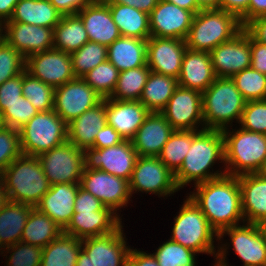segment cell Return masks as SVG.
<instances>
[{"label": "cell", "instance_id": "ba28073f", "mask_svg": "<svg viewBox=\"0 0 266 266\" xmlns=\"http://www.w3.org/2000/svg\"><path fill=\"white\" fill-rule=\"evenodd\" d=\"M68 124L54 110L40 111L19 131L21 152L38 156L68 141Z\"/></svg>", "mask_w": 266, "mask_h": 266}, {"label": "cell", "instance_id": "4dcf8cb0", "mask_svg": "<svg viewBox=\"0 0 266 266\" xmlns=\"http://www.w3.org/2000/svg\"><path fill=\"white\" fill-rule=\"evenodd\" d=\"M62 16L50 0H19L7 22L27 23L54 29Z\"/></svg>", "mask_w": 266, "mask_h": 266}, {"label": "cell", "instance_id": "6f0895ef", "mask_svg": "<svg viewBox=\"0 0 266 266\" xmlns=\"http://www.w3.org/2000/svg\"><path fill=\"white\" fill-rule=\"evenodd\" d=\"M243 29L257 42L266 44V16L249 21Z\"/></svg>", "mask_w": 266, "mask_h": 266}, {"label": "cell", "instance_id": "d6a6232c", "mask_svg": "<svg viewBox=\"0 0 266 266\" xmlns=\"http://www.w3.org/2000/svg\"><path fill=\"white\" fill-rule=\"evenodd\" d=\"M33 206L8 201L0 209V241L6 248L21 242L23 229Z\"/></svg>", "mask_w": 266, "mask_h": 266}, {"label": "cell", "instance_id": "d590c367", "mask_svg": "<svg viewBox=\"0 0 266 266\" xmlns=\"http://www.w3.org/2000/svg\"><path fill=\"white\" fill-rule=\"evenodd\" d=\"M62 233V228L53 219L35 207L28 216L21 242L44 248Z\"/></svg>", "mask_w": 266, "mask_h": 266}, {"label": "cell", "instance_id": "52a82bcc", "mask_svg": "<svg viewBox=\"0 0 266 266\" xmlns=\"http://www.w3.org/2000/svg\"><path fill=\"white\" fill-rule=\"evenodd\" d=\"M186 197L177 216L174 217L170 240L198 254L216 257L218 246H214V240L218 241V233L194 201L189 196Z\"/></svg>", "mask_w": 266, "mask_h": 266}, {"label": "cell", "instance_id": "f907efd6", "mask_svg": "<svg viewBox=\"0 0 266 266\" xmlns=\"http://www.w3.org/2000/svg\"><path fill=\"white\" fill-rule=\"evenodd\" d=\"M22 95V73L0 85V112L6 111V106L14 104Z\"/></svg>", "mask_w": 266, "mask_h": 266}, {"label": "cell", "instance_id": "03108f58", "mask_svg": "<svg viewBox=\"0 0 266 266\" xmlns=\"http://www.w3.org/2000/svg\"><path fill=\"white\" fill-rule=\"evenodd\" d=\"M75 266H92L90 262V258L87 254L81 249L76 265Z\"/></svg>", "mask_w": 266, "mask_h": 266}, {"label": "cell", "instance_id": "a7ac6f4b", "mask_svg": "<svg viewBox=\"0 0 266 266\" xmlns=\"http://www.w3.org/2000/svg\"><path fill=\"white\" fill-rule=\"evenodd\" d=\"M5 40V26L4 23L0 21V44Z\"/></svg>", "mask_w": 266, "mask_h": 266}, {"label": "cell", "instance_id": "7c38bea8", "mask_svg": "<svg viewBox=\"0 0 266 266\" xmlns=\"http://www.w3.org/2000/svg\"><path fill=\"white\" fill-rule=\"evenodd\" d=\"M85 169L102 170L130 181L138 154L131 140L108 148L83 150Z\"/></svg>", "mask_w": 266, "mask_h": 266}, {"label": "cell", "instance_id": "1f68e13d", "mask_svg": "<svg viewBox=\"0 0 266 266\" xmlns=\"http://www.w3.org/2000/svg\"><path fill=\"white\" fill-rule=\"evenodd\" d=\"M121 36L147 40L150 35L149 15L131 6L107 3Z\"/></svg>", "mask_w": 266, "mask_h": 266}, {"label": "cell", "instance_id": "2e32d148", "mask_svg": "<svg viewBox=\"0 0 266 266\" xmlns=\"http://www.w3.org/2000/svg\"><path fill=\"white\" fill-rule=\"evenodd\" d=\"M25 70L54 89L76 78L71 55L54 48L26 58Z\"/></svg>", "mask_w": 266, "mask_h": 266}, {"label": "cell", "instance_id": "5b68a950", "mask_svg": "<svg viewBox=\"0 0 266 266\" xmlns=\"http://www.w3.org/2000/svg\"><path fill=\"white\" fill-rule=\"evenodd\" d=\"M246 100L229 77H217L202 92L204 129L223 130L234 122L239 124Z\"/></svg>", "mask_w": 266, "mask_h": 266}, {"label": "cell", "instance_id": "836d02e7", "mask_svg": "<svg viewBox=\"0 0 266 266\" xmlns=\"http://www.w3.org/2000/svg\"><path fill=\"white\" fill-rule=\"evenodd\" d=\"M89 42L87 31L81 18L75 15H63L53 29V48L73 53Z\"/></svg>", "mask_w": 266, "mask_h": 266}, {"label": "cell", "instance_id": "8d00e7d4", "mask_svg": "<svg viewBox=\"0 0 266 266\" xmlns=\"http://www.w3.org/2000/svg\"><path fill=\"white\" fill-rule=\"evenodd\" d=\"M81 249L80 239L62 233L43 248L41 266H75Z\"/></svg>", "mask_w": 266, "mask_h": 266}, {"label": "cell", "instance_id": "484cf974", "mask_svg": "<svg viewBox=\"0 0 266 266\" xmlns=\"http://www.w3.org/2000/svg\"><path fill=\"white\" fill-rule=\"evenodd\" d=\"M150 111L140 101L106 98L107 124L124 138L131 140Z\"/></svg>", "mask_w": 266, "mask_h": 266}, {"label": "cell", "instance_id": "f546056e", "mask_svg": "<svg viewBox=\"0 0 266 266\" xmlns=\"http://www.w3.org/2000/svg\"><path fill=\"white\" fill-rule=\"evenodd\" d=\"M147 40L121 36L107 47V60L120 72L147 64Z\"/></svg>", "mask_w": 266, "mask_h": 266}, {"label": "cell", "instance_id": "6125c7cd", "mask_svg": "<svg viewBox=\"0 0 266 266\" xmlns=\"http://www.w3.org/2000/svg\"><path fill=\"white\" fill-rule=\"evenodd\" d=\"M19 0H0V21L5 23L10 20L15 5Z\"/></svg>", "mask_w": 266, "mask_h": 266}, {"label": "cell", "instance_id": "ac0fdd59", "mask_svg": "<svg viewBox=\"0 0 266 266\" xmlns=\"http://www.w3.org/2000/svg\"><path fill=\"white\" fill-rule=\"evenodd\" d=\"M123 227L110 234L81 240L82 250L92 266H127L131 246H127Z\"/></svg>", "mask_w": 266, "mask_h": 266}, {"label": "cell", "instance_id": "e7e4bbea", "mask_svg": "<svg viewBox=\"0 0 266 266\" xmlns=\"http://www.w3.org/2000/svg\"><path fill=\"white\" fill-rule=\"evenodd\" d=\"M198 7L204 9H219L221 0H196Z\"/></svg>", "mask_w": 266, "mask_h": 266}, {"label": "cell", "instance_id": "83f0119b", "mask_svg": "<svg viewBox=\"0 0 266 266\" xmlns=\"http://www.w3.org/2000/svg\"><path fill=\"white\" fill-rule=\"evenodd\" d=\"M209 52L186 49L178 86L205 91L216 79Z\"/></svg>", "mask_w": 266, "mask_h": 266}, {"label": "cell", "instance_id": "91938a15", "mask_svg": "<svg viewBox=\"0 0 266 266\" xmlns=\"http://www.w3.org/2000/svg\"><path fill=\"white\" fill-rule=\"evenodd\" d=\"M106 3H116L134 7L146 14H150L160 0H104Z\"/></svg>", "mask_w": 266, "mask_h": 266}, {"label": "cell", "instance_id": "003e7915", "mask_svg": "<svg viewBox=\"0 0 266 266\" xmlns=\"http://www.w3.org/2000/svg\"><path fill=\"white\" fill-rule=\"evenodd\" d=\"M8 202V196L4 187L3 182L0 183V209Z\"/></svg>", "mask_w": 266, "mask_h": 266}, {"label": "cell", "instance_id": "b9f144b4", "mask_svg": "<svg viewBox=\"0 0 266 266\" xmlns=\"http://www.w3.org/2000/svg\"><path fill=\"white\" fill-rule=\"evenodd\" d=\"M120 71L108 60L86 73L82 78L103 99L109 98L115 89Z\"/></svg>", "mask_w": 266, "mask_h": 266}, {"label": "cell", "instance_id": "753ad0ef", "mask_svg": "<svg viewBox=\"0 0 266 266\" xmlns=\"http://www.w3.org/2000/svg\"><path fill=\"white\" fill-rule=\"evenodd\" d=\"M2 182V173L0 172V183Z\"/></svg>", "mask_w": 266, "mask_h": 266}, {"label": "cell", "instance_id": "ffe728a7", "mask_svg": "<svg viewBox=\"0 0 266 266\" xmlns=\"http://www.w3.org/2000/svg\"><path fill=\"white\" fill-rule=\"evenodd\" d=\"M186 49L184 39L149 37L147 66L152 72L178 79Z\"/></svg>", "mask_w": 266, "mask_h": 266}, {"label": "cell", "instance_id": "c3c4849f", "mask_svg": "<svg viewBox=\"0 0 266 266\" xmlns=\"http://www.w3.org/2000/svg\"><path fill=\"white\" fill-rule=\"evenodd\" d=\"M38 112L29 99L21 96L17 102L6 106V111L2 116L6 127L19 130Z\"/></svg>", "mask_w": 266, "mask_h": 266}, {"label": "cell", "instance_id": "ab89813d", "mask_svg": "<svg viewBox=\"0 0 266 266\" xmlns=\"http://www.w3.org/2000/svg\"><path fill=\"white\" fill-rule=\"evenodd\" d=\"M22 95L29 99L39 112L54 109V88L33 77L26 70L22 73Z\"/></svg>", "mask_w": 266, "mask_h": 266}, {"label": "cell", "instance_id": "2644e50d", "mask_svg": "<svg viewBox=\"0 0 266 266\" xmlns=\"http://www.w3.org/2000/svg\"><path fill=\"white\" fill-rule=\"evenodd\" d=\"M6 127L5 126V123H4V120H3V116H2V113L0 112V131Z\"/></svg>", "mask_w": 266, "mask_h": 266}, {"label": "cell", "instance_id": "7a4b0ae2", "mask_svg": "<svg viewBox=\"0 0 266 266\" xmlns=\"http://www.w3.org/2000/svg\"><path fill=\"white\" fill-rule=\"evenodd\" d=\"M216 161L225 163L222 130H192V144L182 165L174 173L178 188L182 189L191 182L195 186L225 175V169L213 170Z\"/></svg>", "mask_w": 266, "mask_h": 266}, {"label": "cell", "instance_id": "680465c9", "mask_svg": "<svg viewBox=\"0 0 266 266\" xmlns=\"http://www.w3.org/2000/svg\"><path fill=\"white\" fill-rule=\"evenodd\" d=\"M127 266H159L153 253H146L131 247L128 255Z\"/></svg>", "mask_w": 266, "mask_h": 266}, {"label": "cell", "instance_id": "bcb514c9", "mask_svg": "<svg viewBox=\"0 0 266 266\" xmlns=\"http://www.w3.org/2000/svg\"><path fill=\"white\" fill-rule=\"evenodd\" d=\"M26 59L6 40L0 44V85L25 71Z\"/></svg>", "mask_w": 266, "mask_h": 266}, {"label": "cell", "instance_id": "f6af8a7d", "mask_svg": "<svg viewBox=\"0 0 266 266\" xmlns=\"http://www.w3.org/2000/svg\"><path fill=\"white\" fill-rule=\"evenodd\" d=\"M5 249L3 256L10 254L5 257L8 259L6 266H41L43 248L40 246L17 242Z\"/></svg>", "mask_w": 266, "mask_h": 266}, {"label": "cell", "instance_id": "f35d334b", "mask_svg": "<svg viewBox=\"0 0 266 266\" xmlns=\"http://www.w3.org/2000/svg\"><path fill=\"white\" fill-rule=\"evenodd\" d=\"M192 144V130H174L164 144L158 158L175 173L182 165Z\"/></svg>", "mask_w": 266, "mask_h": 266}, {"label": "cell", "instance_id": "7dc6e473", "mask_svg": "<svg viewBox=\"0 0 266 266\" xmlns=\"http://www.w3.org/2000/svg\"><path fill=\"white\" fill-rule=\"evenodd\" d=\"M239 126L266 135V100L247 101Z\"/></svg>", "mask_w": 266, "mask_h": 266}, {"label": "cell", "instance_id": "60d3db41", "mask_svg": "<svg viewBox=\"0 0 266 266\" xmlns=\"http://www.w3.org/2000/svg\"><path fill=\"white\" fill-rule=\"evenodd\" d=\"M70 55L75 76L83 77L107 60V46L89 41Z\"/></svg>", "mask_w": 266, "mask_h": 266}, {"label": "cell", "instance_id": "3957f363", "mask_svg": "<svg viewBox=\"0 0 266 266\" xmlns=\"http://www.w3.org/2000/svg\"><path fill=\"white\" fill-rule=\"evenodd\" d=\"M222 130L224 138V169L227 175L260 173L266 167V135L241 127Z\"/></svg>", "mask_w": 266, "mask_h": 266}, {"label": "cell", "instance_id": "e575fe53", "mask_svg": "<svg viewBox=\"0 0 266 266\" xmlns=\"http://www.w3.org/2000/svg\"><path fill=\"white\" fill-rule=\"evenodd\" d=\"M178 87V80L171 76L150 72L140 102L150 112H161Z\"/></svg>", "mask_w": 266, "mask_h": 266}, {"label": "cell", "instance_id": "8fae6325", "mask_svg": "<svg viewBox=\"0 0 266 266\" xmlns=\"http://www.w3.org/2000/svg\"><path fill=\"white\" fill-rule=\"evenodd\" d=\"M129 184L131 195L145 192L160 198L174 195L180 190L174 173L158 157L151 156L137 157Z\"/></svg>", "mask_w": 266, "mask_h": 266}, {"label": "cell", "instance_id": "ee69618b", "mask_svg": "<svg viewBox=\"0 0 266 266\" xmlns=\"http://www.w3.org/2000/svg\"><path fill=\"white\" fill-rule=\"evenodd\" d=\"M196 252L170 239L153 253L159 266H197Z\"/></svg>", "mask_w": 266, "mask_h": 266}, {"label": "cell", "instance_id": "8992f818", "mask_svg": "<svg viewBox=\"0 0 266 266\" xmlns=\"http://www.w3.org/2000/svg\"><path fill=\"white\" fill-rule=\"evenodd\" d=\"M242 29L240 20L223 9L200 10L194 15L185 39L186 46L194 51L210 52Z\"/></svg>", "mask_w": 266, "mask_h": 266}, {"label": "cell", "instance_id": "4fadbf2b", "mask_svg": "<svg viewBox=\"0 0 266 266\" xmlns=\"http://www.w3.org/2000/svg\"><path fill=\"white\" fill-rule=\"evenodd\" d=\"M80 187L99 199L116 214L129 204L132 195L129 181L102 170L84 169Z\"/></svg>", "mask_w": 266, "mask_h": 266}, {"label": "cell", "instance_id": "4316f807", "mask_svg": "<svg viewBox=\"0 0 266 266\" xmlns=\"http://www.w3.org/2000/svg\"><path fill=\"white\" fill-rule=\"evenodd\" d=\"M238 182L245 223L260 224L266 221V174L240 175Z\"/></svg>", "mask_w": 266, "mask_h": 266}, {"label": "cell", "instance_id": "816d5d0a", "mask_svg": "<svg viewBox=\"0 0 266 266\" xmlns=\"http://www.w3.org/2000/svg\"><path fill=\"white\" fill-rule=\"evenodd\" d=\"M124 141V138L115 130L114 127L106 124L96 134L93 148H108Z\"/></svg>", "mask_w": 266, "mask_h": 266}, {"label": "cell", "instance_id": "d4e9b609", "mask_svg": "<svg viewBox=\"0 0 266 266\" xmlns=\"http://www.w3.org/2000/svg\"><path fill=\"white\" fill-rule=\"evenodd\" d=\"M80 183H59L50 186L36 208L53 219L64 230L74 214V201Z\"/></svg>", "mask_w": 266, "mask_h": 266}, {"label": "cell", "instance_id": "be15d7a7", "mask_svg": "<svg viewBox=\"0 0 266 266\" xmlns=\"http://www.w3.org/2000/svg\"><path fill=\"white\" fill-rule=\"evenodd\" d=\"M179 6L182 9L192 11L194 14L201 9L198 7L196 0H165Z\"/></svg>", "mask_w": 266, "mask_h": 266}, {"label": "cell", "instance_id": "277c9868", "mask_svg": "<svg viewBox=\"0 0 266 266\" xmlns=\"http://www.w3.org/2000/svg\"><path fill=\"white\" fill-rule=\"evenodd\" d=\"M8 201L27 204L34 208L50 189L37 156L21 154L2 173Z\"/></svg>", "mask_w": 266, "mask_h": 266}, {"label": "cell", "instance_id": "9c48e42d", "mask_svg": "<svg viewBox=\"0 0 266 266\" xmlns=\"http://www.w3.org/2000/svg\"><path fill=\"white\" fill-rule=\"evenodd\" d=\"M230 237L231 243L220 244L226 235ZM232 244L237 256L243 262V266L266 265V238L259 224L243 223L222 230L218 234V249L214 258V266H228L226 256L227 249Z\"/></svg>", "mask_w": 266, "mask_h": 266}, {"label": "cell", "instance_id": "9f6ffc18", "mask_svg": "<svg viewBox=\"0 0 266 266\" xmlns=\"http://www.w3.org/2000/svg\"><path fill=\"white\" fill-rule=\"evenodd\" d=\"M93 0H50L62 15H75Z\"/></svg>", "mask_w": 266, "mask_h": 266}, {"label": "cell", "instance_id": "d6986e66", "mask_svg": "<svg viewBox=\"0 0 266 266\" xmlns=\"http://www.w3.org/2000/svg\"><path fill=\"white\" fill-rule=\"evenodd\" d=\"M194 13L160 0L149 14L151 37L186 39Z\"/></svg>", "mask_w": 266, "mask_h": 266}, {"label": "cell", "instance_id": "e0dca14e", "mask_svg": "<svg viewBox=\"0 0 266 266\" xmlns=\"http://www.w3.org/2000/svg\"><path fill=\"white\" fill-rule=\"evenodd\" d=\"M216 77L232 78L251 66V36L242 29L209 52Z\"/></svg>", "mask_w": 266, "mask_h": 266}, {"label": "cell", "instance_id": "89a4df30", "mask_svg": "<svg viewBox=\"0 0 266 266\" xmlns=\"http://www.w3.org/2000/svg\"><path fill=\"white\" fill-rule=\"evenodd\" d=\"M259 226H260V228H261V230H262V232H263V234H264V236L266 238V221L261 222L259 224Z\"/></svg>", "mask_w": 266, "mask_h": 266}, {"label": "cell", "instance_id": "7bdbcfd3", "mask_svg": "<svg viewBox=\"0 0 266 266\" xmlns=\"http://www.w3.org/2000/svg\"><path fill=\"white\" fill-rule=\"evenodd\" d=\"M232 79L246 101L266 100V75L250 66L235 74Z\"/></svg>", "mask_w": 266, "mask_h": 266}, {"label": "cell", "instance_id": "f1b7e54d", "mask_svg": "<svg viewBox=\"0 0 266 266\" xmlns=\"http://www.w3.org/2000/svg\"><path fill=\"white\" fill-rule=\"evenodd\" d=\"M106 124V99H103L68 124V141L82 150L91 148L96 134Z\"/></svg>", "mask_w": 266, "mask_h": 266}, {"label": "cell", "instance_id": "5bb4252c", "mask_svg": "<svg viewBox=\"0 0 266 266\" xmlns=\"http://www.w3.org/2000/svg\"><path fill=\"white\" fill-rule=\"evenodd\" d=\"M103 98L82 77L54 89V111L67 124L95 107Z\"/></svg>", "mask_w": 266, "mask_h": 266}, {"label": "cell", "instance_id": "681fc988", "mask_svg": "<svg viewBox=\"0 0 266 266\" xmlns=\"http://www.w3.org/2000/svg\"><path fill=\"white\" fill-rule=\"evenodd\" d=\"M22 154L18 129L4 127L0 131V172Z\"/></svg>", "mask_w": 266, "mask_h": 266}, {"label": "cell", "instance_id": "44dd1931", "mask_svg": "<svg viewBox=\"0 0 266 266\" xmlns=\"http://www.w3.org/2000/svg\"><path fill=\"white\" fill-rule=\"evenodd\" d=\"M121 217L106 206L99 211H74L63 233L80 240L110 234L122 225Z\"/></svg>", "mask_w": 266, "mask_h": 266}, {"label": "cell", "instance_id": "9a60e30c", "mask_svg": "<svg viewBox=\"0 0 266 266\" xmlns=\"http://www.w3.org/2000/svg\"><path fill=\"white\" fill-rule=\"evenodd\" d=\"M160 113L174 130H204L202 92L198 90L178 86Z\"/></svg>", "mask_w": 266, "mask_h": 266}, {"label": "cell", "instance_id": "94428289", "mask_svg": "<svg viewBox=\"0 0 266 266\" xmlns=\"http://www.w3.org/2000/svg\"><path fill=\"white\" fill-rule=\"evenodd\" d=\"M262 16H266V0H250L248 22Z\"/></svg>", "mask_w": 266, "mask_h": 266}, {"label": "cell", "instance_id": "30bf717a", "mask_svg": "<svg viewBox=\"0 0 266 266\" xmlns=\"http://www.w3.org/2000/svg\"><path fill=\"white\" fill-rule=\"evenodd\" d=\"M50 185L80 183L85 169L83 150L69 141L37 156Z\"/></svg>", "mask_w": 266, "mask_h": 266}, {"label": "cell", "instance_id": "74e56055", "mask_svg": "<svg viewBox=\"0 0 266 266\" xmlns=\"http://www.w3.org/2000/svg\"><path fill=\"white\" fill-rule=\"evenodd\" d=\"M151 70L147 66L124 70L119 77L110 99L139 101Z\"/></svg>", "mask_w": 266, "mask_h": 266}, {"label": "cell", "instance_id": "cb8c5ba5", "mask_svg": "<svg viewBox=\"0 0 266 266\" xmlns=\"http://www.w3.org/2000/svg\"><path fill=\"white\" fill-rule=\"evenodd\" d=\"M174 129L159 112H150L131 139L138 156L158 157Z\"/></svg>", "mask_w": 266, "mask_h": 266}, {"label": "cell", "instance_id": "603a6c76", "mask_svg": "<svg viewBox=\"0 0 266 266\" xmlns=\"http://www.w3.org/2000/svg\"><path fill=\"white\" fill-rule=\"evenodd\" d=\"M77 15L81 18L90 42L109 46L121 37L113 21L109 5L104 0H93Z\"/></svg>", "mask_w": 266, "mask_h": 266}, {"label": "cell", "instance_id": "f5cc1de1", "mask_svg": "<svg viewBox=\"0 0 266 266\" xmlns=\"http://www.w3.org/2000/svg\"><path fill=\"white\" fill-rule=\"evenodd\" d=\"M105 205L91 193L79 187L74 201V211H99Z\"/></svg>", "mask_w": 266, "mask_h": 266}, {"label": "cell", "instance_id": "db71d44e", "mask_svg": "<svg viewBox=\"0 0 266 266\" xmlns=\"http://www.w3.org/2000/svg\"><path fill=\"white\" fill-rule=\"evenodd\" d=\"M250 0H221L219 9L235 15L244 27L248 23V7Z\"/></svg>", "mask_w": 266, "mask_h": 266}, {"label": "cell", "instance_id": "7402d4cb", "mask_svg": "<svg viewBox=\"0 0 266 266\" xmlns=\"http://www.w3.org/2000/svg\"><path fill=\"white\" fill-rule=\"evenodd\" d=\"M5 40L24 58L53 48V28L5 22Z\"/></svg>", "mask_w": 266, "mask_h": 266}, {"label": "cell", "instance_id": "8c879c8a", "mask_svg": "<svg viewBox=\"0 0 266 266\" xmlns=\"http://www.w3.org/2000/svg\"><path fill=\"white\" fill-rule=\"evenodd\" d=\"M0 252L3 253V251L5 250V247L2 245L1 241H0ZM3 250V251H2Z\"/></svg>", "mask_w": 266, "mask_h": 266}, {"label": "cell", "instance_id": "6da1fadb", "mask_svg": "<svg viewBox=\"0 0 266 266\" xmlns=\"http://www.w3.org/2000/svg\"><path fill=\"white\" fill-rule=\"evenodd\" d=\"M192 187L195 189L188 194L189 197L218 234L224 229L245 223L237 176L225 174Z\"/></svg>", "mask_w": 266, "mask_h": 266}, {"label": "cell", "instance_id": "11a10c76", "mask_svg": "<svg viewBox=\"0 0 266 266\" xmlns=\"http://www.w3.org/2000/svg\"><path fill=\"white\" fill-rule=\"evenodd\" d=\"M251 67L266 75V44L259 43L251 37Z\"/></svg>", "mask_w": 266, "mask_h": 266}]
</instances>
